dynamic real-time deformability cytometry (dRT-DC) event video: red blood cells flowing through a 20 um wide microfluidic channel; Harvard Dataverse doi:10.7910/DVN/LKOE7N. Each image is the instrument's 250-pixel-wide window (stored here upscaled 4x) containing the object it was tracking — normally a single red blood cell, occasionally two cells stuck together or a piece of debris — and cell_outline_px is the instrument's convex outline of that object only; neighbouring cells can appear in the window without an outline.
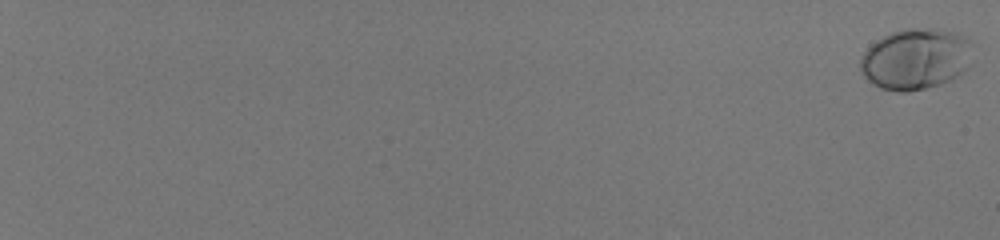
{"species": "human", "species_latin": "Homo sapiens", "temperature_condition": "room temperature", "stored_images_in_passage": 60, "camera_frame_rate_fps": 3000, "um_per_image_px": 0.085, "donor": {"sex": "male"}, "frame": {"image": 1, "passage_image": 1, "time_ms": 0.0, "image_size_px": [1000, 240], "cell_outline_px": [[972, 64], [968, 68], [956, 76], [940, 84], [908, 92], [900, 92], [880, 88], [872, 84], [864, 76], [860, 68], [860, 60], [864, 52], [876, 40], [892, 32], [904, 28], [932, 28], [956, 32], [972, 40]], "centroid_in_image_um": [77.87, 5.0], "position_along_channel_um": 7.1, "area_um2": 40.34}}
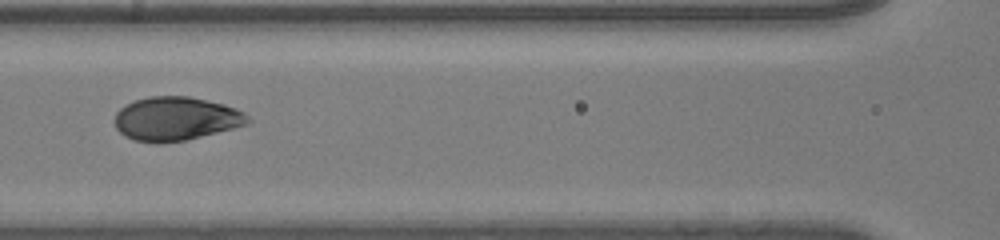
{"frame": {"image": 2, "passage_image": 35, "time_ms": 11.333, "image_size_px": [1000, 240], "cell_outline_px": [[252, 120], [248, 124], [184, 140], [156, 144], [132, 140], [124, 136], [116, 128], [112, 120], [116, 112], [124, 104], [148, 96], [188, 96], [224, 104], [236, 108], [244, 112]], "centroid_in_image_um": [14.89, 10.09], "position_along_channel_um": 151.7, "area_um2": 34.16}}
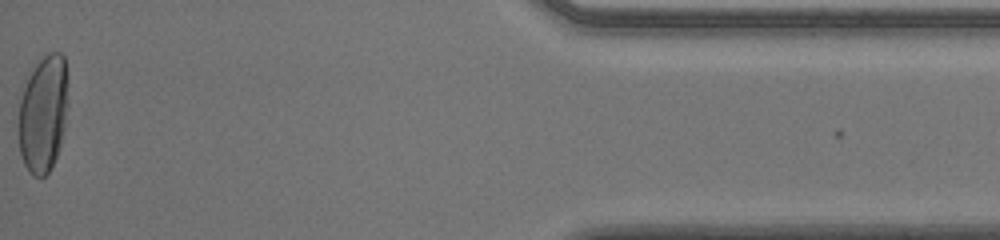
{"frame": {"image": 3, "passage_image": 60, "time_ms": 19.667, "image_size_px": [1000, 240], "cell_outline_px": [[68, 104], [64, 128], [60, 144], [56, 156], [48, 172], [44, 176], [32, 176], [28, 172], [24, 164], [20, 152], [20, 88], [32, 68], [48, 52], [60, 52], [64, 56], [68, 76]], "centroid_in_image_um": [3.69, 9.59], "position_along_channel_um": 431.5, "area_um2": 34.16}, "authors_computed_cell_mechanics": {"area_um2": 34.0153, "velocity_mm_per_s": 4.0189, "shape_relaxation_time_tau1_ms": 4.6705, "shape_relaxation_time_tau2_ms": null, "deformation_change_tau1": 0.2036, "deformation_change_tau2": null}}